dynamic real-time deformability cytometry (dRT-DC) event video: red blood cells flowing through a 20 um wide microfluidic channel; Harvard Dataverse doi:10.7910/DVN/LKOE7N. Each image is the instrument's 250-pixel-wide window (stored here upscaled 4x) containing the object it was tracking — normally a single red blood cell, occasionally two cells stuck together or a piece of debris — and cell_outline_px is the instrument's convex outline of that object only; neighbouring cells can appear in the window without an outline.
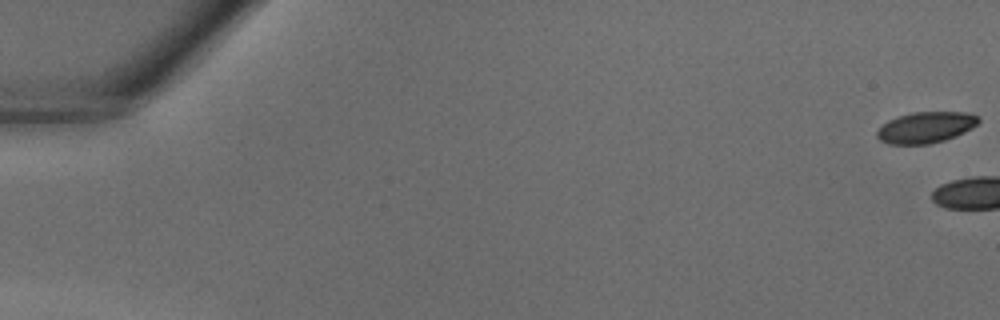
{"species": "common noctule bat (a hibernating species)", "species_latin": "Nyctalus noctula", "temperature_condition": "warm", "stored_images_in_passage": 3, "camera_frame_rate_fps": 3000, "um_per_image_px": 0.085, "animal": {"sex": "male", "body_mass_g": 18.8}, "frame": {"image": 1, "passage_image": 1, "time_ms": 0.0, "image_size_px": [1000, 320], "cell_outline_px": [[980, 120], [972, 128], [956, 136], [944, 140], [928, 144], [888, 144], [880, 140], [876, 136], [876, 132], [888, 120], [912, 112], [964, 112], [980, 116]], "centroid_in_image_um": [78.7, 10.83], "position_along_channel_um": 6.3, "area_um2": 18.32}}